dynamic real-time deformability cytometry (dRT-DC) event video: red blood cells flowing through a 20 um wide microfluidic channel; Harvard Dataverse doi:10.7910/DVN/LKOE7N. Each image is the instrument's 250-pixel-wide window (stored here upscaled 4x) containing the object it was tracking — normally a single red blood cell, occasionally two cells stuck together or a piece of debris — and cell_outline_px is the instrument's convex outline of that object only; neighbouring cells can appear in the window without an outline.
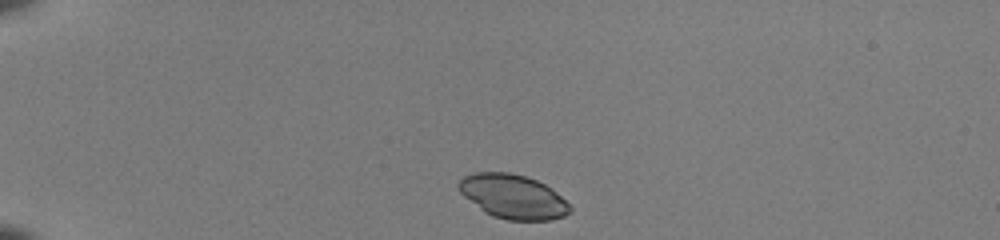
{"species": "common noctule bat (a hibernating species)", "species_latin": "Nyctalus noctula", "temperature_condition": "room temperature", "stored_images_in_passage": 39, "camera_frame_rate_fps": 3000, "um_per_image_px": 0.085, "animal": {"sex": "female", "body_mass_g": 22.0, "forearm_length_mm": 56.7}, "frame": {"image": 1, "passage_image": 1, "time_ms": 0.0, "image_size_px": [1000, 240], "cell_outline_px": [[572, 212], [564, 216], [552, 220], [508, 220], [492, 216], [484, 212], [464, 196], [460, 192], [456, 184], [464, 176], [472, 172], [508, 172], [524, 176], [536, 180], [552, 188], [572, 208]], "centroid_in_image_um": [43.59, 16.71], "position_along_channel_um": 41.4, "area_um2": 28.67}}